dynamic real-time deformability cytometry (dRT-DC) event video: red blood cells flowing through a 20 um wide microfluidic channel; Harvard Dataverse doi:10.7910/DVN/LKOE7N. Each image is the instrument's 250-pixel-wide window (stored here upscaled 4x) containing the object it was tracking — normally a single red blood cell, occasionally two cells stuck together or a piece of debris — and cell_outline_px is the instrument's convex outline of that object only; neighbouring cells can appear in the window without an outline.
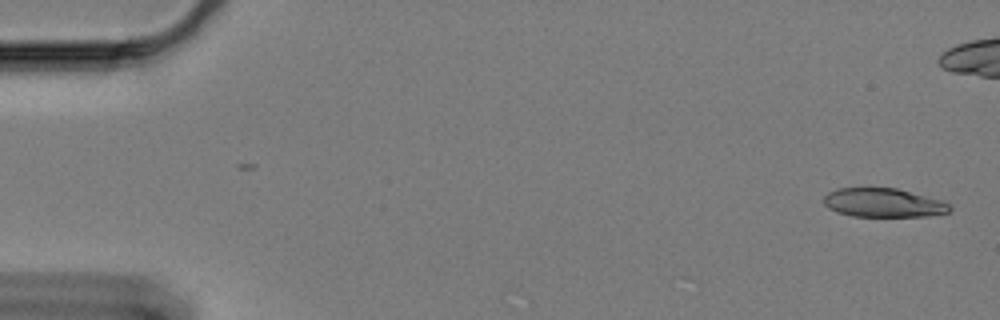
{"species": "Egyptian fruit bat (a non-hibernating species)", "species_latin": "Rousettus aegyptiacus", "temperature_condition": "cold", "stored_images_in_passage": 16, "camera_frame_rate_fps": 3000, "um_per_image_px": 0.085, "animal": {"sex": "female"}, "frame": {"image": 1, "passage_image": 1, "time_ms": 0.0, "image_size_px": [1000, 320], "cell_outline_px": [[952, 208], [948, 212], [928, 216], [852, 216], [836, 212], [828, 208], [824, 204], [824, 196], [828, 192], [836, 188], [896, 188], [944, 200]], "centroid_in_image_um": [75.08, 17.23], "position_along_channel_um": 9.9, "area_um2": 21.27}}